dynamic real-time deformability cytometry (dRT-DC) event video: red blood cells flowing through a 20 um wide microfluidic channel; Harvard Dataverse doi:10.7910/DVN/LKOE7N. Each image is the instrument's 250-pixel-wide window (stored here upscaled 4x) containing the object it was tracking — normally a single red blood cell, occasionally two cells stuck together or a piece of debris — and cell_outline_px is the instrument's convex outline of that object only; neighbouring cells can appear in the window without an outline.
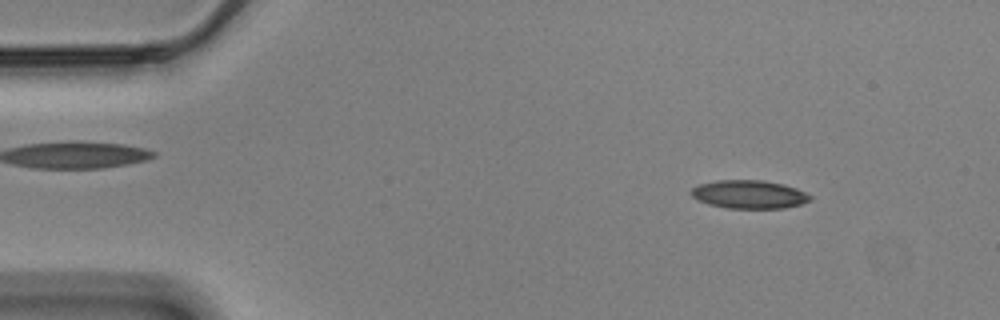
{"species": "Egyptian fruit bat (a non-hibernating species)", "species_latin": "Rousettus aegyptiacus", "temperature_condition": "cold", "stored_images_in_passage": 9, "camera_frame_rate_fps": 3000, "um_per_image_px": 0.085, "animal": {"sex": "male"}, "frame": {"image": 1, "passage_image": 6, "time_ms": 1.667, "image_size_px": [1000, 320], "cell_outline_px": [[812, 200], [800, 204], [784, 208], [728, 208], [708, 204], [696, 200], [692, 196], [692, 188], [700, 184], [716, 180], [764, 180], [784, 184], [796, 188], [812, 196]], "centroid_in_image_um": [63.68, 16.52], "position_along_channel_um": 21.3, "area_um2": 19.65}}